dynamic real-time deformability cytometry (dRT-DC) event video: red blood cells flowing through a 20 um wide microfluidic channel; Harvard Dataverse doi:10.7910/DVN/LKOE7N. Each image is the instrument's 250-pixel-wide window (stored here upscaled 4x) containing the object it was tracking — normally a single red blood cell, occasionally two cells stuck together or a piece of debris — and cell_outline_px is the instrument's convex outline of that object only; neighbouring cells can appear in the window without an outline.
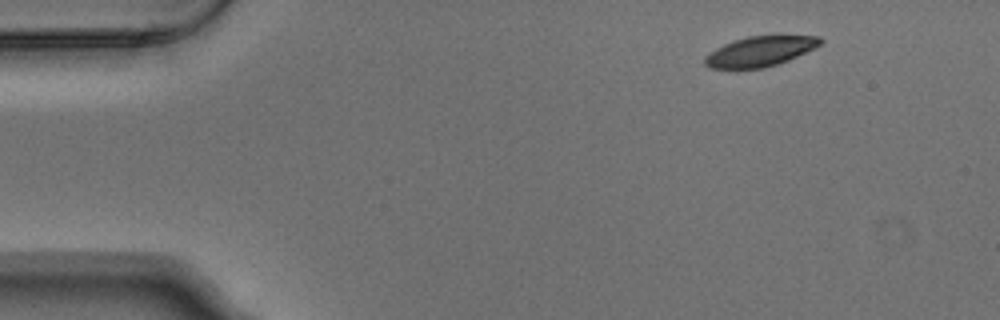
{"species": "Egyptian fruit bat (a non-hibernating species)", "species_latin": "Rousettus aegyptiacus", "temperature_condition": "warm", "stored_images_in_passage": 3, "camera_frame_rate_fps": 3000, "um_per_image_px": 0.085, "animal": {"sex": "male"}, "frame": {"image": 1, "passage_image": 1, "time_ms": 0.0, "image_size_px": [1000, 320], "cell_outline_px": [[824, 40], [816, 48], [788, 60], [764, 68], [708, 68], [704, 64], [704, 56], [716, 48], [724, 44], [748, 36], [780, 32], [820, 36]], "centroid_in_image_um": [64.7, 4.3], "position_along_channel_um": 20.3, "area_um2": 21.1}}
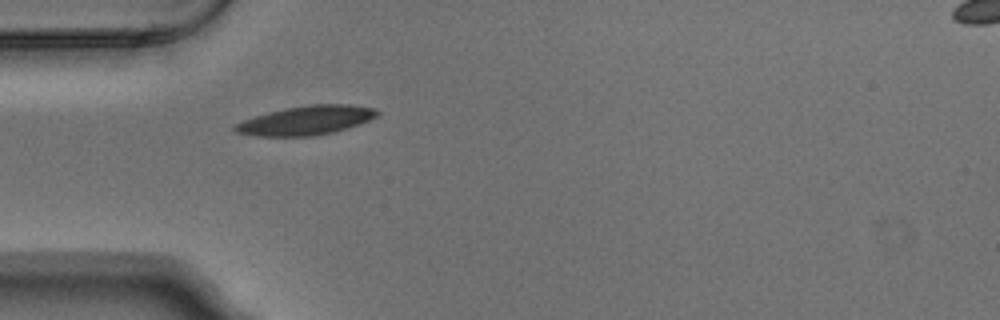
{"frame": {"image": 2, "passage_image": 3, "time_ms": 0.667, "image_size_px": [1000, 320], "cell_outline_px": [[380, 112], [376, 116], [368, 120], [332, 132], [312, 136], [260, 136], [236, 132], [232, 128], [232, 124], [268, 112], [284, 108], [312, 104], [348, 104], [376, 108]], "centroid_in_image_um": [25.98, 10.22], "position_along_channel_um": 59.0, "area_um2": 23.81}}